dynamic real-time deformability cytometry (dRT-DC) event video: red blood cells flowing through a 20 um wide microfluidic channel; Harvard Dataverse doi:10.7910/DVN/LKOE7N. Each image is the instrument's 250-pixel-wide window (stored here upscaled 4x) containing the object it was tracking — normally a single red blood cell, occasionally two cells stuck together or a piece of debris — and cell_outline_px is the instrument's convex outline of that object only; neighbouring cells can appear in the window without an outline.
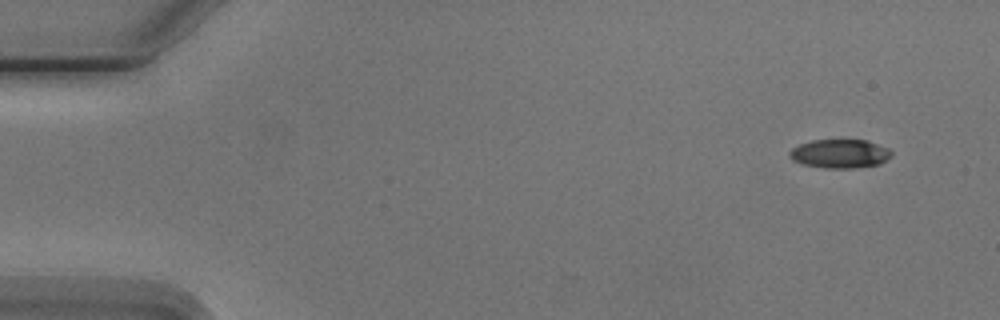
{"species": "Egyptian fruit bat (a non-hibernating species)", "species_latin": "Rousettus aegyptiacus", "temperature_condition": "cold", "stored_images_in_passage": 7, "camera_frame_rate_fps": 3000, "um_per_image_px": 0.085, "animal": {"sex": "male"}, "frame": {"image": 1, "passage_image": 1, "time_ms": 0.0, "image_size_px": [1000, 320], "cell_outline_px": [[892, 156], [880, 164], [852, 168], [824, 168], [800, 164], [792, 160], [788, 156], [788, 152], [792, 148], [800, 144], [812, 140], [844, 136], [868, 140], [888, 148], [892, 152]], "centroid_in_image_um": [71.38, 13.01], "position_along_channel_um": 13.6, "area_um2": 18.09}}
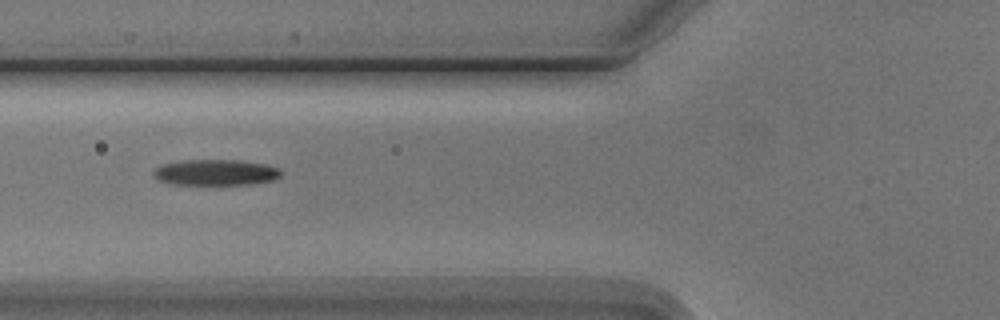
{"frame": {"image": 2, "passage_image": 5, "time_ms": 5.667, "image_size_px": [1000, 320], "cell_outline_px": [[284, 172], [280, 176], [272, 180], [252, 184], [172, 184], [160, 180], [152, 176], [152, 172], [160, 164], [180, 160], [240, 160], [268, 164], [280, 168]], "centroid_in_image_um": [18.35, 14.64], "position_along_channel_um": 107.5, "area_um2": 19.48}}
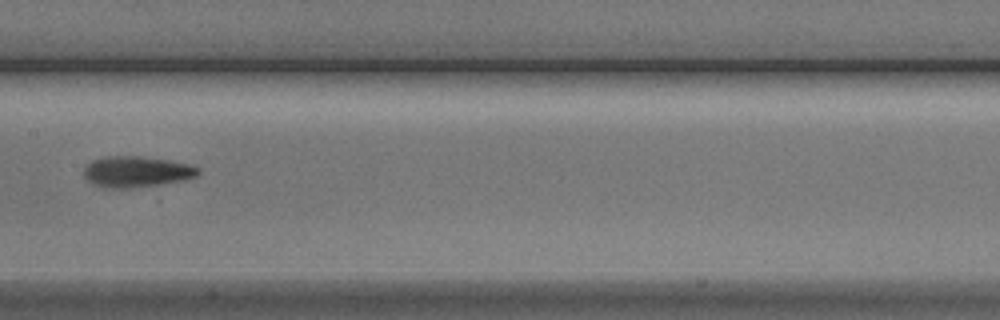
{"frame": {"image": 3, "passage_image": 7, "time_ms": 8.0, "image_size_px": [1000, 320], "cell_outline_px": [[200, 172], [196, 176], [184, 180], [160, 184], [132, 188], [104, 188], [88, 180], [84, 176], [84, 168], [92, 160], [104, 156], [140, 156], [168, 160], [188, 164], [200, 168]], "centroid_in_image_um": [11.6, 14.59], "position_along_channel_um": 195.8, "area_um2": 20.58}}